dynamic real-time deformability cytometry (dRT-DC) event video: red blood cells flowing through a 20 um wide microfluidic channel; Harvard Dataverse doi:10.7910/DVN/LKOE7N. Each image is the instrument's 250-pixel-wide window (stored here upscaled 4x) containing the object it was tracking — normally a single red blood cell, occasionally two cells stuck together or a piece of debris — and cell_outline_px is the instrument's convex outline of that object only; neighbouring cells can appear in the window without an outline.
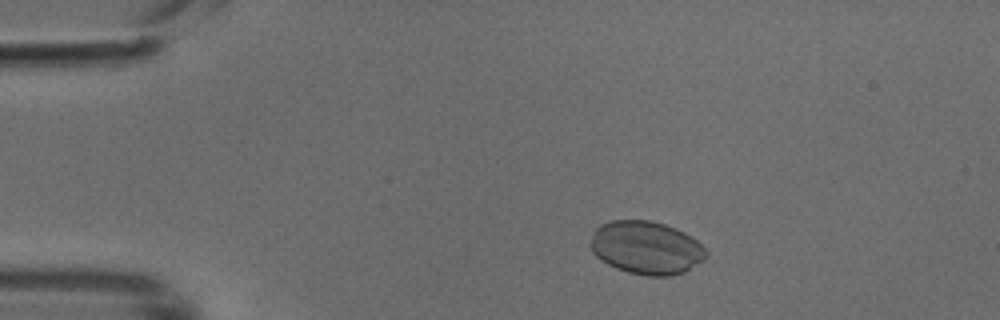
{"species": "common noctule bat (a hibernating species)", "species_latin": "Nyctalus noctula", "temperature_condition": "cold", "stored_images_in_passage": 46, "camera_frame_rate_fps": 3000, "um_per_image_px": 0.085, "animal": {"sex": "male", "body_mass_g": 18.8}, "frame": {"image": 1, "passage_image": 6, "time_ms": 1.667, "image_size_px": [1000, 320], "cell_outline_px": [[708, 256], [704, 260], [684, 272], [668, 276], [648, 276], [628, 272], [616, 268], [608, 264], [596, 256], [592, 252], [592, 236], [596, 228], [600, 224], [608, 220], [648, 220], [664, 224], [676, 228], [684, 232], [696, 240], [708, 252]], "centroid_in_image_um": [54.94, 21.05], "position_along_channel_um": 30.1, "area_um2": 35.72}}
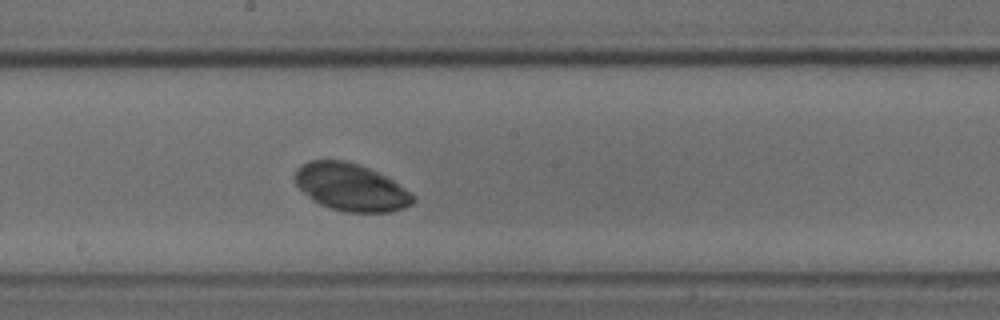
{"frame": {"image": 2, "passage_image": 24, "time_ms": 7.667, "image_size_px": [1000, 320], "cell_outline_px": [[416, 200], [412, 204], [404, 208], [392, 212], [344, 212], [328, 208], [312, 200], [296, 184], [296, 168], [300, 164], [312, 160], [344, 160], [360, 164], [388, 176], [412, 192], [416, 196]], "centroid_in_image_um": [29.88, 15.91], "position_along_channel_um": 218.3, "area_um2": 33.06}}
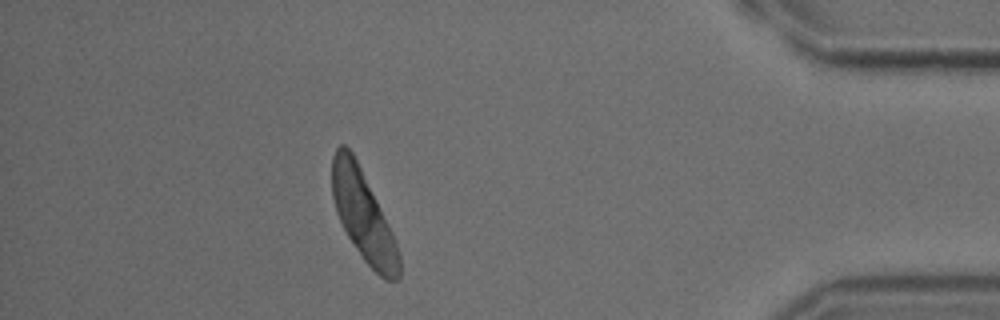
{"frame": {"image": 3, "passage_image": 41, "time_ms": 13.333, "image_size_px": [1000, 320], "cell_outline_px": [[400, 280], [384, 280], [364, 260], [348, 236], [336, 212], [332, 196], [332, 156], [336, 148], [340, 144], [344, 144], [352, 152], [392, 232], [400, 256]], "centroid_in_image_um": [30.87, 18.35], "position_along_channel_um": 404.3, "area_um2": 34.45}}